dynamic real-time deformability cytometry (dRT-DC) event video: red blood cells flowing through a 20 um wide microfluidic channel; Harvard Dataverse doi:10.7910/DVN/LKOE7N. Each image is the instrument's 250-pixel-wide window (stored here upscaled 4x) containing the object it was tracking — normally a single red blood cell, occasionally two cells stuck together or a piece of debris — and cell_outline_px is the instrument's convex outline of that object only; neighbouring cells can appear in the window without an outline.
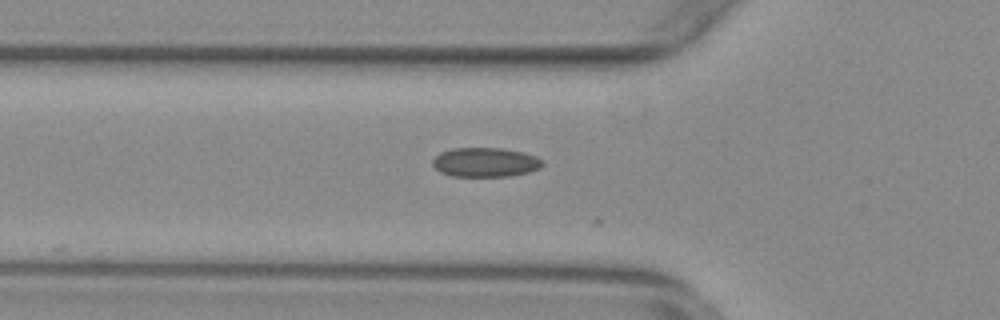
{"species": "common noctule bat (a hibernating species)", "species_latin": "Nyctalus noctula", "temperature_condition": "warm", "stored_images_in_passage": 8, "camera_frame_rate_fps": 3000, "um_per_image_px": 0.085, "animal": {"sex": "female", "body_mass_g": 29.2, "forearm_length_mm": 56.3}, "frame": {"image": 1, "passage_image": 3, "time_ms": 0.667, "image_size_px": [1000, 320], "cell_outline_px": [[544, 164], [540, 168], [528, 172], [512, 176], [452, 176], [440, 172], [432, 164], [432, 160], [440, 152], [452, 148], [500, 148], [524, 152], [536, 156], [544, 160]], "centroid_in_image_um": [41.27, 13.79], "position_along_channel_um": 84.5, "area_um2": 18.9}}
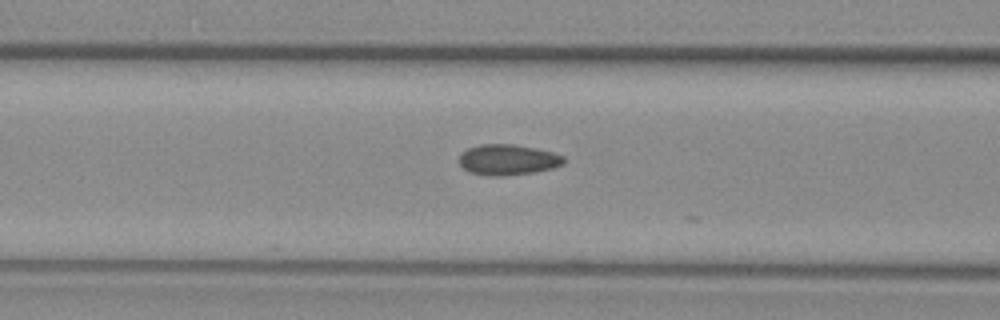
{"frame": {"image": 2, "passage_image": 6, "time_ms": 1.667, "image_size_px": [1000, 320], "cell_outline_px": [[564, 164], [552, 168], [536, 172], [504, 176], [488, 176], [468, 172], [460, 164], [460, 152], [468, 148], [480, 144], [512, 144], [536, 148], [552, 152], [564, 156]], "centroid_in_image_um": [43.16, 13.58], "position_along_channel_um": 123.4, "area_um2": 18.84}}